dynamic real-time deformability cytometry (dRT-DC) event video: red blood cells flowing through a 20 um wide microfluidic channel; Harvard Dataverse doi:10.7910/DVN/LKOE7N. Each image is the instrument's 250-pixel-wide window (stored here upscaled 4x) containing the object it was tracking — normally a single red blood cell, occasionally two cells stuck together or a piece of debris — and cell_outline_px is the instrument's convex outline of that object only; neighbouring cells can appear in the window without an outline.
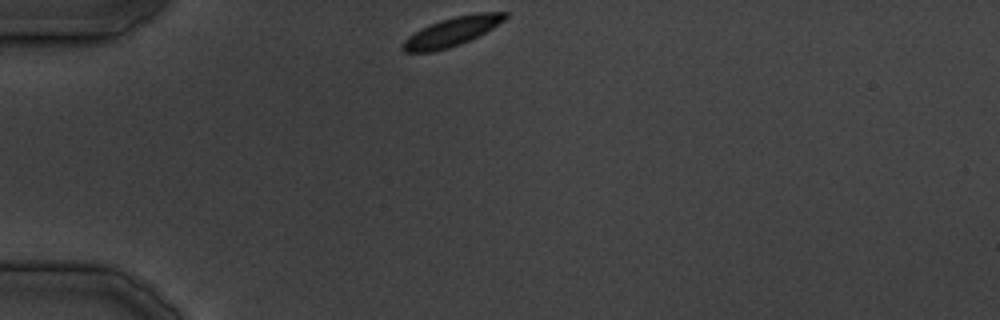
{"species": "common noctule bat (a hibernating species)", "species_latin": "Nyctalus noctula", "temperature_condition": "cold", "stored_images_in_passage": 26, "camera_frame_rate_fps": 3000, "um_per_image_px": 0.085, "animal": {"sex": "male", "body_mass_g": 19.5, "forearm_length_mm": 54.6}, "frame": {"image": 1, "passage_image": 1, "time_ms": 0.0, "image_size_px": [1000, 320], "cell_outline_px": [[508, 16], [504, 20], [492, 28], [460, 44], [448, 48], [432, 52], [404, 52], [400, 48], [400, 44], [408, 36], [440, 20], [456, 16], [476, 12], [508, 12]], "centroid_in_image_um": [38.39, 2.7], "position_along_channel_um": 46.6, "area_um2": 16.99}}
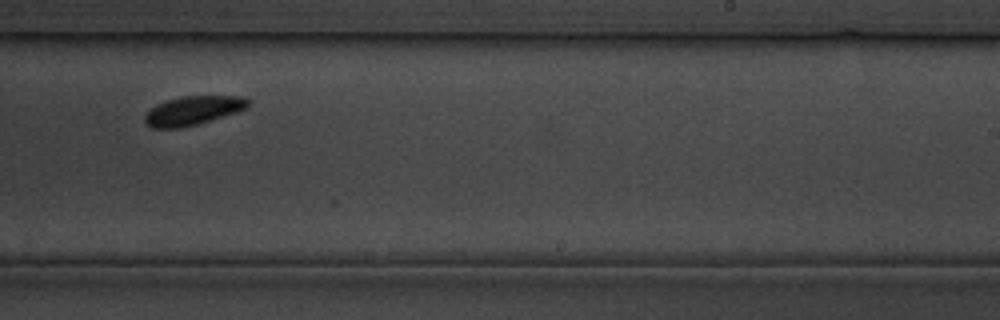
{"frame": {"image": 2, "passage_image": 16, "time_ms": 18.0, "image_size_px": [1000, 320], "cell_outline_px": [[248, 108], [236, 112], [196, 124], [180, 128], [152, 128], [144, 120], [144, 116], [156, 104], [180, 96], [240, 96], [248, 100]], "centroid_in_image_um": [16.38, 9.39], "position_along_channel_um": 272.6, "area_um2": 17.11}}
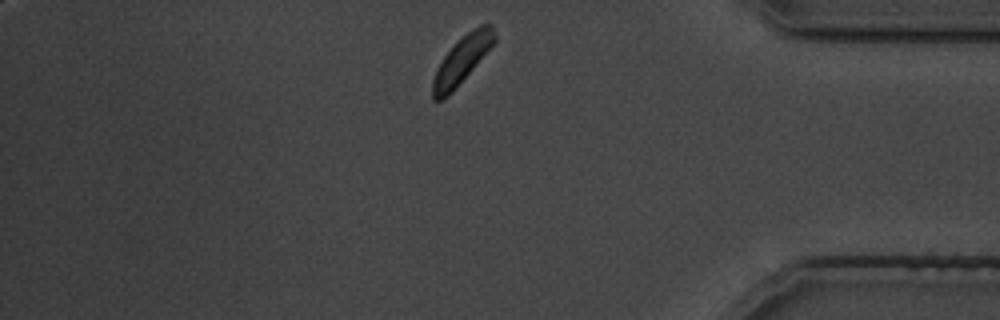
{"frame": {"image": 3, "passage_image": 24, "time_ms": 28.333, "image_size_px": [1000, 320], "cell_outline_px": [[496, 40], [452, 92], [448, 96], [440, 100], [432, 100], [432, 80], [436, 68], [444, 56], [472, 28], [480, 24], [492, 24], [496, 36]], "centroid_in_image_um": [39.24, 5.1], "position_along_channel_um": 396.0, "area_um2": 16.47}}